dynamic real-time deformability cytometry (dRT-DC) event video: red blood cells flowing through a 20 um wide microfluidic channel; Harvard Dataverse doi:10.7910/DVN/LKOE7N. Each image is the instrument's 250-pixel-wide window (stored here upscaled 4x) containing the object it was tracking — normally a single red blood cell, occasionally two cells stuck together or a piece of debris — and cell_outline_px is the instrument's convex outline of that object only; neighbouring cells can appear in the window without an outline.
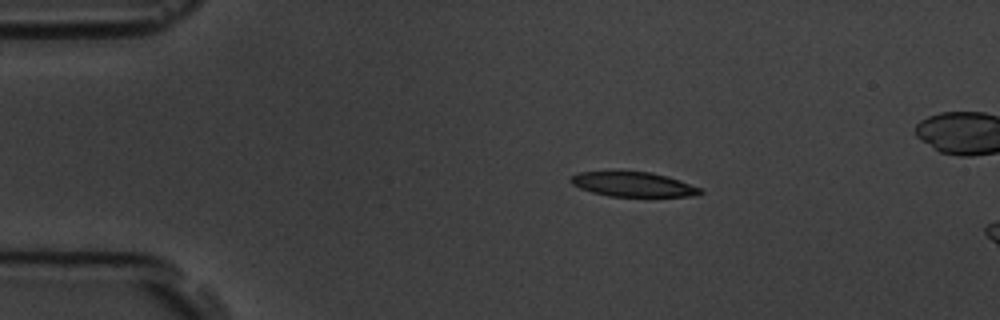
{"species": "common noctule bat (a hibernating species)", "species_latin": "Nyctalus noctula", "temperature_condition": "room temperature", "stored_images_in_passage": 3, "camera_frame_rate_fps": 3000, "um_per_image_px": 0.085, "animal": {"sex": "male", "body_mass_g": 19.5, "forearm_length_mm": 54.6}, "frame": {"image": 1, "passage_image": 1, "time_ms": 0.0, "image_size_px": [1000, 320], "cell_outline_px": [[704, 192], [692, 196], [608, 196], [592, 192], [580, 188], [572, 184], [568, 180], [572, 176], [580, 172], [652, 172], [668, 176], [680, 180], [700, 188]], "centroid_in_image_um": [53.82, 15.67], "position_along_channel_um": 31.2, "area_um2": 18.38}}